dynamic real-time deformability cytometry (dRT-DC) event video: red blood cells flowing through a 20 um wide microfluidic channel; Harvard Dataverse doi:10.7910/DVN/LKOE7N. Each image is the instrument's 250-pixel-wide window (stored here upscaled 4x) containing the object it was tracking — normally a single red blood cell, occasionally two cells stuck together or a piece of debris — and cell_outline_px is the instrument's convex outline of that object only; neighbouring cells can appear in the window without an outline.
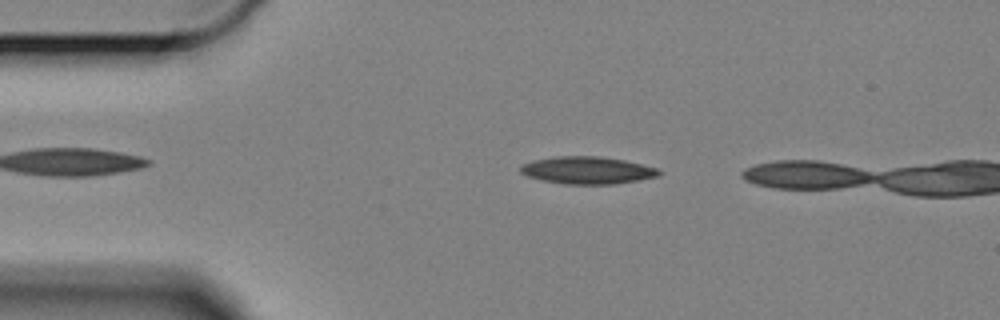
{"species": "Egyptian fruit bat (a non-hibernating species)", "species_latin": "Rousettus aegyptiacus", "temperature_condition": "cold", "stored_images_in_passage": 7, "camera_frame_rate_fps": 3000, "um_per_image_px": 0.085, "animal": {"sex": "female"}, "frame": {"image": 1, "passage_image": 4, "time_ms": 1.0, "image_size_px": [1000, 320], "cell_outline_px": [[664, 172], [660, 176], [612, 184], [568, 184], [544, 180], [528, 176], [520, 172], [520, 164], [532, 160], [552, 156], [600, 156], [624, 160], [660, 168]], "centroid_in_image_um": [49.95, 14.45], "position_along_channel_um": 35.0, "area_um2": 22.2}}